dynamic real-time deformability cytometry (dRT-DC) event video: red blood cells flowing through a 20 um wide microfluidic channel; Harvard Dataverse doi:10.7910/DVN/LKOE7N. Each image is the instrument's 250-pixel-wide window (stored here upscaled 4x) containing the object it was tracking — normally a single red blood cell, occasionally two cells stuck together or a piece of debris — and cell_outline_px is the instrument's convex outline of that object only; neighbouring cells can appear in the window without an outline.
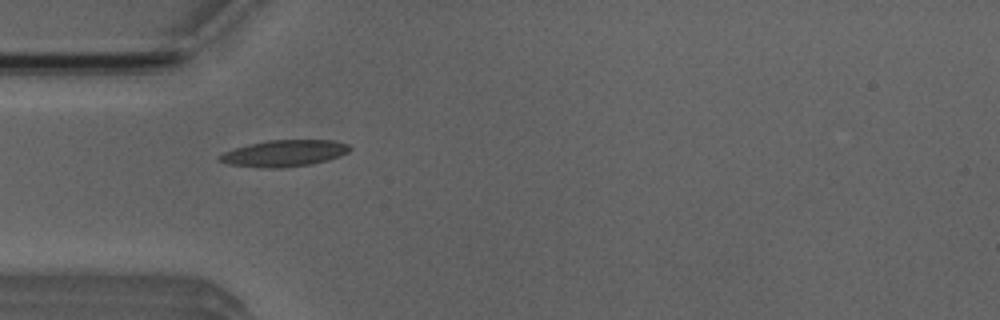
{"species": "Egyptian fruit bat (a non-hibernating species)", "species_latin": "Rousettus aegyptiacus", "temperature_condition": "room temperature", "stored_images_in_passage": 37, "camera_frame_rate_fps": 3000, "um_per_image_px": 0.085, "animal": {"sex": "male"}, "frame": {"image": 1, "passage_image": 1, "time_ms": 0.0, "image_size_px": [1000, 320], "cell_outline_px": [[352, 148], [348, 152], [340, 156], [328, 160], [308, 164], [280, 168], [268, 168], [228, 164], [216, 160], [216, 156], [224, 152], [248, 144], [268, 140], [332, 140], [348, 144]], "centroid_in_image_um": [24.14, 13.02], "position_along_channel_um": 60.9, "area_um2": 20.06}}
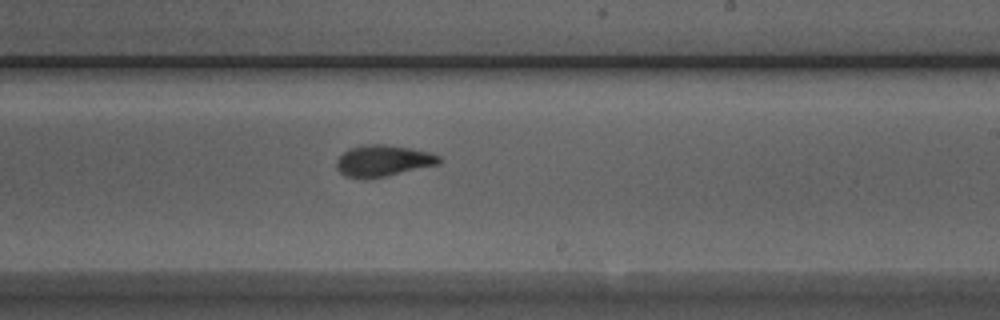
{"frame": {"image": 2, "passage_image": 16, "time_ms": 5.0, "image_size_px": [1000, 320], "cell_outline_px": [[440, 164], [388, 176], [364, 180], [344, 176], [336, 168], [336, 160], [348, 148], [360, 144], [384, 144], [408, 148], [428, 152], [440, 156]], "centroid_in_image_um": [32.51, 13.68], "position_along_channel_um": 256.5, "area_um2": 19.07}}
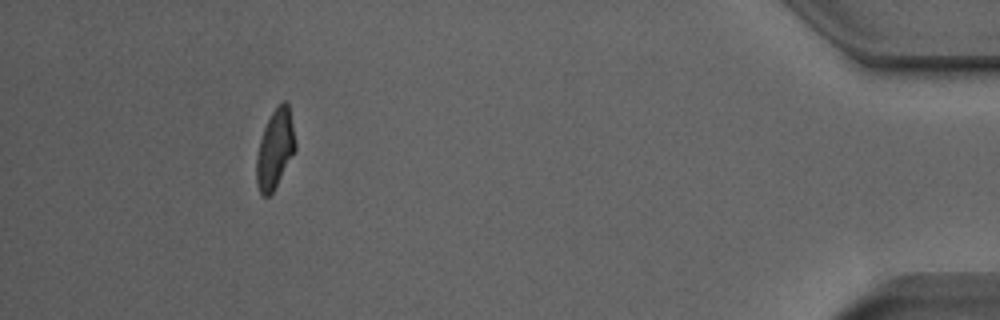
{"frame": {"image": 3, "passage_image": 33, "time_ms": 10.667, "image_size_px": [1000, 320], "cell_outline_px": [[296, 148], [272, 192], [268, 196], [264, 196], [260, 192], [256, 184], [256, 156], [260, 140], [264, 128], [272, 112], [284, 100], [288, 104], [296, 144]], "centroid_in_image_um": [23.36, 12.67], "position_along_channel_um": 411.8, "area_um2": 17.4}, "authors_computed_cell_mechanics": {"area_um2": 18.6694, "velocity_mm_per_s": 3.9327, "shape_relaxation_time_tau1_ms": 3.5398, "shape_relaxation_time_tau2_ms": 1.3395, "deformation_change_tau1": 0.1718, "deformation_change_tau2": 0.0931}}